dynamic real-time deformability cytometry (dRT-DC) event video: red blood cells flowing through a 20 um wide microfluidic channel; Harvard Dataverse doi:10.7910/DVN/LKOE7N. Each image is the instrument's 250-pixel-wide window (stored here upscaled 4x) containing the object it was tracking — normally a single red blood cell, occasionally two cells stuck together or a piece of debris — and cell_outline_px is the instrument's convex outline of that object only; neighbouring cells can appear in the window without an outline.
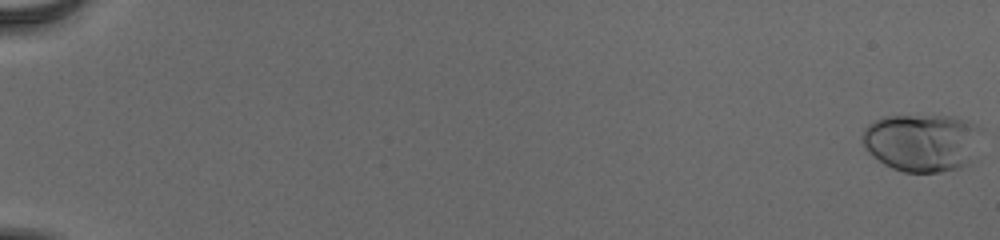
{"species": "human", "species_latin": "Homo sapiens", "temperature_condition": "cold", "stored_images_in_passage": 56, "camera_frame_rate_fps": 3000, "um_per_image_px": 0.085, "donor": {"sex": "male"}, "frame": {"image": 1, "passage_image": 1, "time_ms": 0.0, "image_size_px": [1000, 240], "cell_outline_px": [[984, 128], [968, 164], [960, 168], [940, 172], [904, 172], [892, 168], [884, 164], [868, 152], [864, 148], [860, 140], [860, 136], [864, 128], [868, 124], [884, 116], [956, 116], [968, 120]], "centroid_in_image_um": [78.36, 12.09], "position_along_channel_um": 6.6, "area_um2": 40.63}}
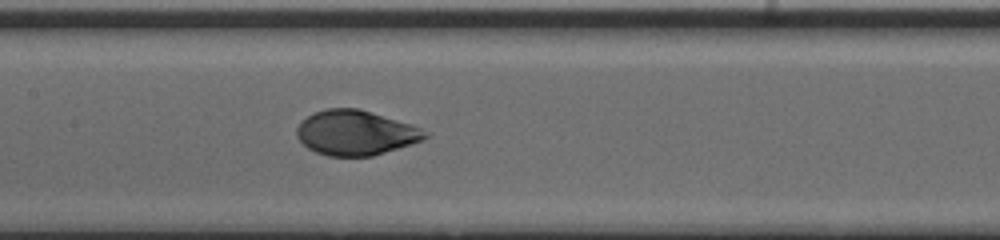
{"frame": {"image": 2, "passage_image": 31, "time_ms": 10.0, "image_size_px": [1000, 240], "cell_outline_px": [[428, 136], [424, 140], [412, 144], [372, 156], [328, 156], [316, 152], [308, 148], [296, 136], [296, 128], [312, 112], [328, 108], [360, 108], [412, 124], [420, 128]], "centroid_in_image_um": [30.23, 11.28], "position_along_channel_um": 177.2, "area_um2": 33.52}}
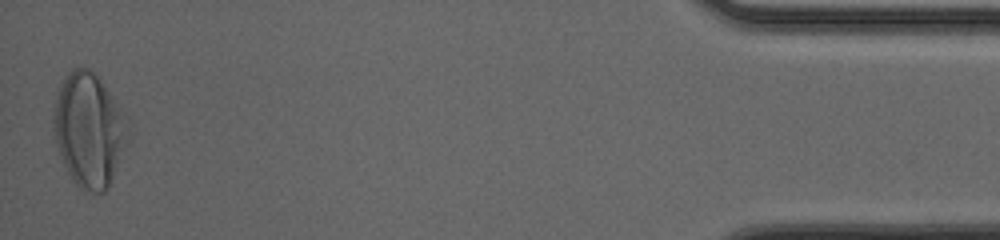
{"frame": {"image": 3, "passage_image": 56, "time_ms": 18.333, "image_size_px": [1000, 240], "cell_outline_px": [[128, 140], [108, 184], [104, 192], [84, 192], [72, 180], [64, 164], [56, 140], [52, 124], [52, 116], [56, 92], [68, 72], [72, 68], [88, 68], [96, 76], [128, 116]], "centroid_in_image_um": [7.54, 11.02], "position_along_channel_um": 427.7, "area_um2": 48.9}, "authors_computed_cell_mechanics": {"area_um2": 35.1424, "velocity_mm_per_s": 3.8948, "shape_relaxation_time_tau1_ms": 3.3678, "shape_relaxation_time_tau2_ms": null, "deformation_change_tau1": 0.1964, "deformation_change_tau2": null}}